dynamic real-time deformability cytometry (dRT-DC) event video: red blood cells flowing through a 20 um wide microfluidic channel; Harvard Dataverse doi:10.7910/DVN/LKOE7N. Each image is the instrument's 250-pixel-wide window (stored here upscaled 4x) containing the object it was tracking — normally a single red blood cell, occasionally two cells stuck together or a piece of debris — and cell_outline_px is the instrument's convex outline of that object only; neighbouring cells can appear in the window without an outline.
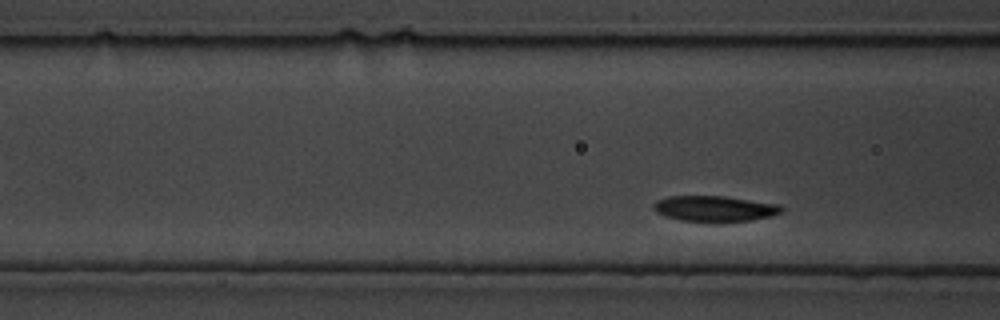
{"species": "common noctule bat (a hibernating species)", "species_latin": "Nyctalus noctula", "temperature_condition": "cold", "stored_images_in_passage": 64, "camera_frame_rate_fps": 3000, "um_per_image_px": 0.085, "animal": {"sex": "male", "body_mass_g": 19.5, "forearm_length_mm": 54.6}, "frame": {"image": 1, "passage_image": 8, "time_ms": 2.333, "image_size_px": [1000, 320], "cell_outline_px": [[784, 212], [772, 216], [752, 220], [712, 224], [680, 220], [664, 216], [656, 212], [652, 208], [652, 204], [656, 200], [668, 196], [724, 196], [780, 204], [784, 208]], "centroid_in_image_um": [60.75, 17.76], "position_along_channel_um": 105.9, "area_um2": 20.0}}
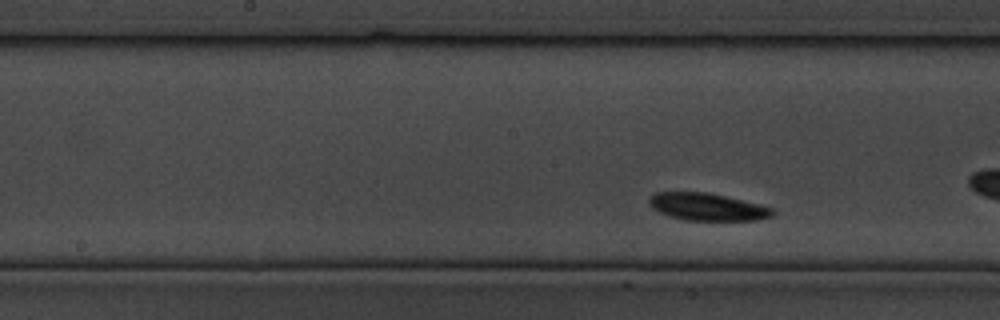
{"frame": {"image": 2, "passage_image": 23, "time_ms": 7.333, "image_size_px": [1000, 320], "cell_outline_px": [[776, 212], [772, 216], [756, 220], [684, 220], [668, 216], [652, 208], [648, 204], [648, 200], [656, 192], [708, 192], [760, 204], [772, 208]], "centroid_in_image_um": [60.12, 17.58], "position_along_channel_um": 188.1, "area_um2": 19.71}}
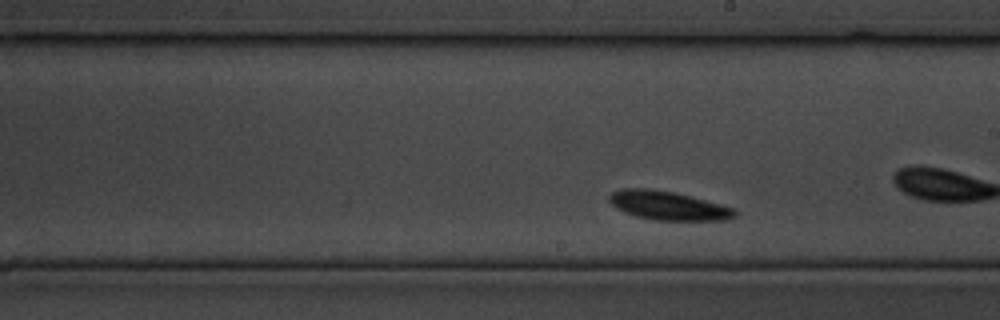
{"frame": {"image": 3, "passage_image": 31, "time_ms": 10.0, "image_size_px": [1000, 320], "cell_outline_px": [[736, 216], [724, 220], [652, 220], [636, 216], [624, 212], [616, 208], [608, 200], [608, 196], [612, 192], [624, 188], [652, 188], [676, 192], [736, 208]], "centroid_in_image_um": [56.78, 17.46], "position_along_channel_um": 232.2, "area_um2": 21.27}}